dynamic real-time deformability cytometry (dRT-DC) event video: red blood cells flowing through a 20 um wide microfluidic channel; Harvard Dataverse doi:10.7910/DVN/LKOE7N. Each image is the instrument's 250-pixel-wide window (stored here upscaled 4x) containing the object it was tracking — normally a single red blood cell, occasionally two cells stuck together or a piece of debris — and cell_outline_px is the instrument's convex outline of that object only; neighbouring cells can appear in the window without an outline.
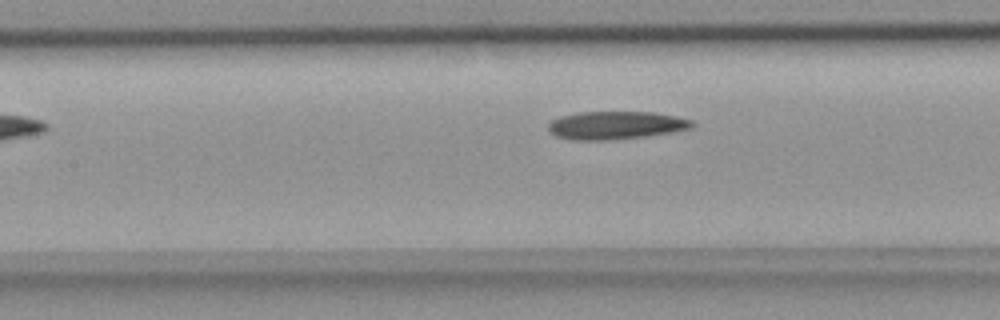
{"species": "common noctule bat (a hibernating species)", "species_latin": "Nyctalus noctula", "temperature_condition": "room temperature", "stored_images_in_passage": 27, "camera_frame_rate_fps": 3000, "um_per_image_px": 0.085, "animal": {"sex": "female", "body_mass_g": 18.4}, "frame": {"image": 1, "passage_image": 8, "time_ms": 2.333, "image_size_px": [1000, 320], "cell_outline_px": [[696, 124], [692, 128], [672, 132], [644, 136], [612, 140], [572, 140], [556, 136], [548, 128], [548, 124], [552, 120], [560, 116], [580, 112], [652, 112], [692, 120]], "centroid_in_image_um": [52.33, 10.65], "position_along_channel_um": 155.1, "area_um2": 23.35}}
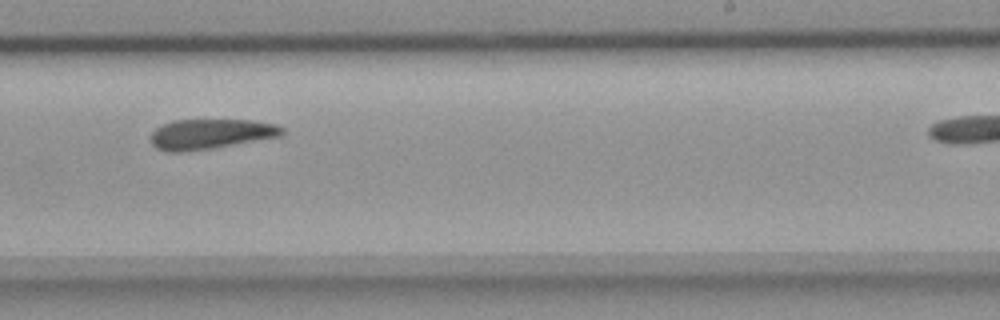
{"frame": {"image": 2, "passage_image": 17, "time_ms": 5.333, "image_size_px": [1000, 320], "cell_outline_px": [[284, 132], [280, 136], [212, 148], [184, 152], [168, 152], [156, 148], [152, 144], [152, 132], [156, 128], [172, 120], [252, 120], [276, 124], [284, 128]], "centroid_in_image_um": [17.89, 11.39], "position_along_channel_um": 271.1, "area_um2": 22.89}}
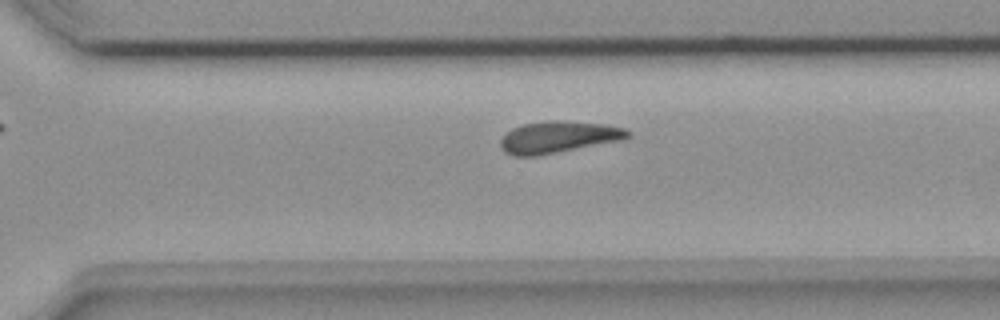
{"frame": {"image": 3, "passage_image": 21, "time_ms": 6.667, "image_size_px": [1000, 320], "cell_outline_px": [[632, 136], [620, 140], [536, 156], [512, 156], [504, 152], [500, 144], [500, 140], [512, 128], [524, 124], [548, 120], [564, 120], [604, 124], [624, 128], [632, 132]], "centroid_in_image_um": [47.46, 11.64], "position_along_channel_um": 323.1, "area_um2": 23.47}}